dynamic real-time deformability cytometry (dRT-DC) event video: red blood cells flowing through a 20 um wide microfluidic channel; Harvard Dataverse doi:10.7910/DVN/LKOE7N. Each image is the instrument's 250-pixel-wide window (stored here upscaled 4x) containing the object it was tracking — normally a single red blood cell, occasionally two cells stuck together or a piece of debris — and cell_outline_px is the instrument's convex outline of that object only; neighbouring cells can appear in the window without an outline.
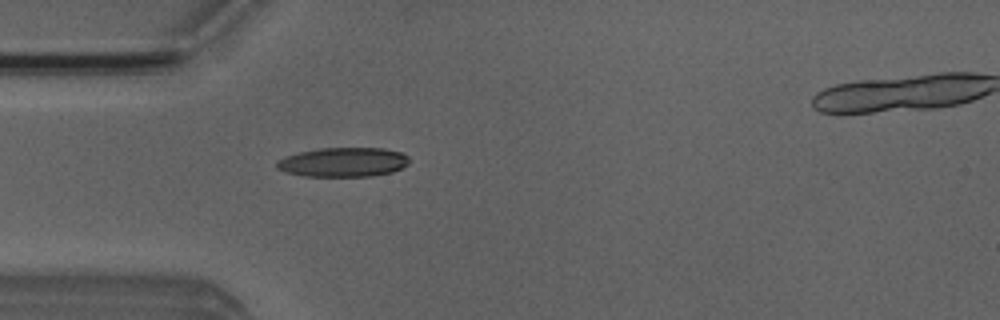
{"species": "Egyptian fruit bat (a non-hibernating species)", "species_latin": "Rousettus aegyptiacus", "temperature_condition": "room temperature", "stored_images_in_passage": 6, "camera_frame_rate_fps": 3000, "um_per_image_px": 0.085, "animal": {"sex": "male"}, "frame": {"image": 1, "passage_image": 5, "time_ms": 4.667, "image_size_px": [1000, 320], "cell_outline_px": [[408, 164], [392, 172], [372, 176], [304, 176], [284, 172], [276, 168], [276, 160], [284, 156], [300, 152], [320, 148], [384, 148], [404, 152], [408, 156]], "centroid_in_image_um": [29.16, 13.78], "position_along_channel_um": 55.8, "area_um2": 22.83}}